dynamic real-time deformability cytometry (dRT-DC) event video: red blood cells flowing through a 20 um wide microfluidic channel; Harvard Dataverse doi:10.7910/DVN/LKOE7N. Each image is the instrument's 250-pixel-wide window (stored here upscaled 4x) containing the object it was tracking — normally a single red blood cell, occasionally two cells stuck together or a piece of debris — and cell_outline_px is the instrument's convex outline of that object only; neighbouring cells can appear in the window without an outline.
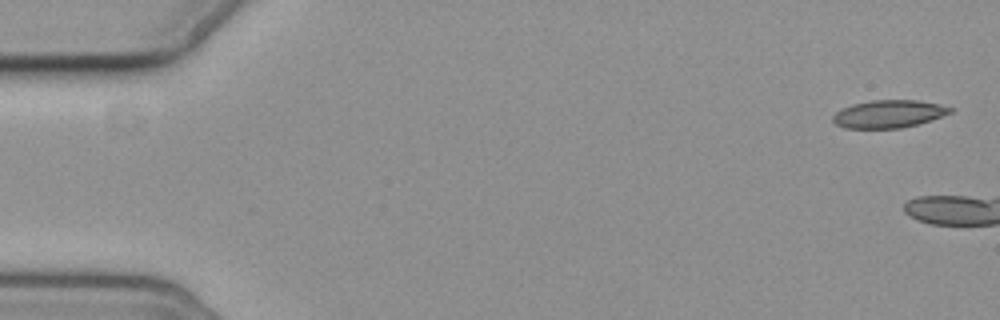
{"species": "common noctule bat (a hibernating species)", "species_latin": "Nyctalus noctula", "temperature_condition": "cold", "stored_images_in_passage": 3, "camera_frame_rate_fps": 3000, "um_per_image_px": 0.085, "animal": {"sex": "female", "body_mass_g": 19.3, "forearm_length_mm": 54.1}, "frame": {"image": 1, "passage_image": 1, "time_ms": 0.0, "image_size_px": [1000, 320], "cell_outline_px": [[956, 108], [952, 112], [916, 124], [900, 128], [844, 128], [836, 124], [832, 120], [832, 116], [836, 112], [852, 104], [872, 100], [916, 100], [940, 104]], "centroid_in_image_um": [75.53, 9.67], "position_along_channel_um": 9.5, "area_um2": 18.79}}